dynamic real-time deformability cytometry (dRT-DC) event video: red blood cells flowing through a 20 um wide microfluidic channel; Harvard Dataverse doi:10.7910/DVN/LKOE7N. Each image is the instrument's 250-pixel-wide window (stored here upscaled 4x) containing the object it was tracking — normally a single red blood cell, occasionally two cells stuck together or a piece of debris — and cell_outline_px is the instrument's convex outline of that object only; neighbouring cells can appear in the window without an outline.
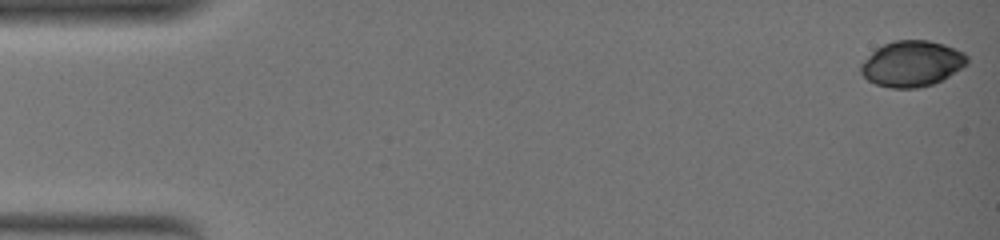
{"species": "common noctule bat (a hibernating species)", "species_latin": "Nyctalus noctula", "temperature_condition": "warm", "stored_images_in_passage": 31, "camera_frame_rate_fps": 3000, "um_per_image_px": 0.085, "animal": {"sex": "female", "body_mass_g": 19.0, "forearm_length_mm": 51.5}, "frame": {"image": 1, "passage_image": 1, "time_ms": 0.0, "image_size_px": [1000, 240], "cell_outline_px": [[968, 64], [948, 76], [932, 84], [916, 88], [888, 88], [876, 84], [868, 80], [860, 72], [860, 64], [876, 48], [884, 44], [896, 40], [928, 40], [944, 44], [964, 52], [968, 56]], "centroid_in_image_um": [77.51, 5.41], "position_along_channel_um": 7.5, "area_um2": 28.32}}